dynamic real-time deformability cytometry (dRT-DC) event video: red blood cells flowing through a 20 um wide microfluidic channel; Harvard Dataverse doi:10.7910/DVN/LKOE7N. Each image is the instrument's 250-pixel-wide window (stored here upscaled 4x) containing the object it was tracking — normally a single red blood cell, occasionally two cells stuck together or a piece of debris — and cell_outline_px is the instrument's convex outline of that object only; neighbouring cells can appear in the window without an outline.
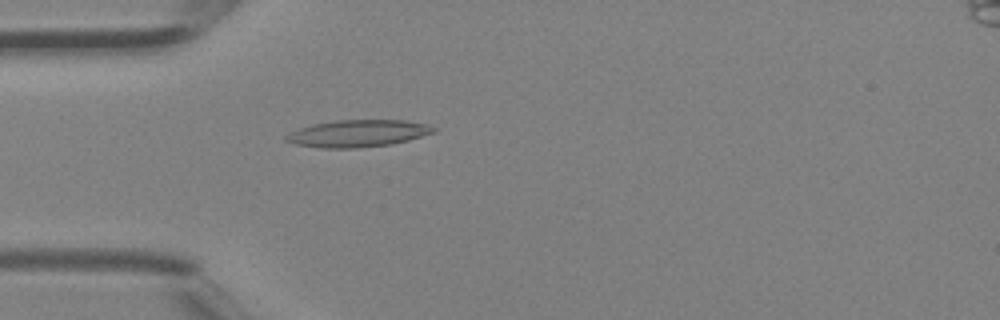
{"species": "Egyptian fruit bat (a non-hibernating species)", "species_latin": "Rousettus aegyptiacus", "temperature_condition": "room temperature", "stored_images_in_passage": 4, "camera_frame_rate_fps": 3000, "um_per_image_px": 0.085, "animal": {"sex": "female"}, "frame": {"image": 1, "passage_image": 4, "time_ms": 1.0, "image_size_px": [1000, 320], "cell_outline_px": [[440, 128], [436, 132], [408, 140], [392, 144], [356, 148], [320, 148], [296, 144], [284, 140], [284, 136], [300, 128], [312, 124], [336, 120], [404, 120], [424, 124]], "centroid_in_image_um": [30.44, 11.34], "position_along_channel_um": 54.6, "area_um2": 23.29}}